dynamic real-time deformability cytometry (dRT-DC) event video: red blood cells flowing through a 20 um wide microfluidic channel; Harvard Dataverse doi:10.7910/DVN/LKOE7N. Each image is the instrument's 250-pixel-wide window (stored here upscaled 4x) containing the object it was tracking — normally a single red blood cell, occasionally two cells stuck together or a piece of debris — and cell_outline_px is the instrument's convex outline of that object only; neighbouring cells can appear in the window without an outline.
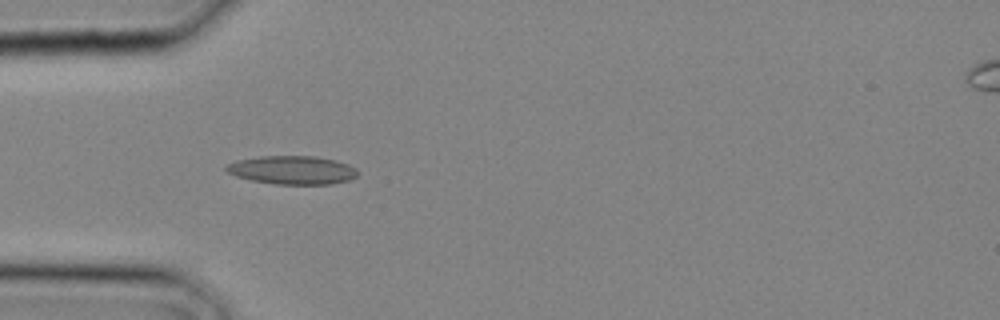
{"species": "common noctule bat (a hibernating species)", "species_latin": "Nyctalus noctula", "temperature_condition": "cold", "stored_images_in_passage": 27, "camera_frame_rate_fps": 3000, "um_per_image_px": 0.085, "animal": {"sex": "male", "body_mass_g": 20.4}, "frame": {"image": 1, "passage_image": 8, "time_ms": 2.333, "image_size_px": [1000, 320], "cell_outline_px": [[356, 176], [348, 180], [332, 184], [276, 184], [252, 180], [236, 176], [228, 172], [224, 168], [228, 164], [236, 160], [260, 156], [316, 156], [336, 160], [348, 164], [356, 168]], "centroid_in_image_um": [24.84, 14.44], "position_along_channel_um": 60.2, "area_um2": 21.73}}
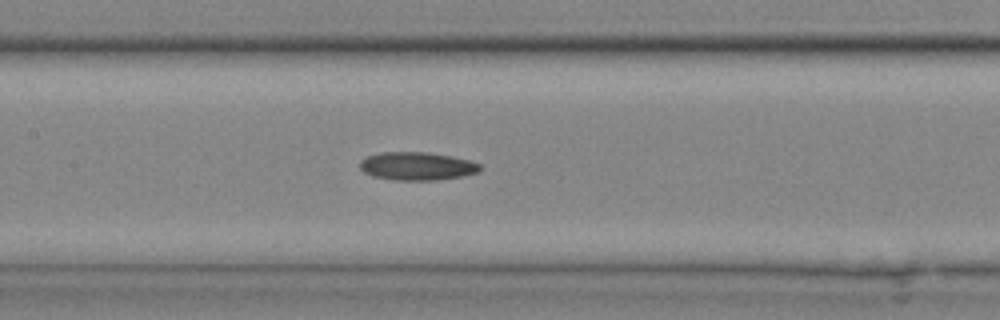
{"frame": {"image": 2, "passage_image": 13, "time_ms": 4.0, "image_size_px": [1000, 320], "cell_outline_px": [[484, 168], [480, 172], [460, 176], [436, 180], [396, 180], [372, 176], [364, 172], [360, 168], [360, 160], [368, 156], [380, 152], [424, 152], [452, 156], [468, 160], [480, 164]], "centroid_in_image_um": [35.46, 14.12], "position_along_channel_um": 171.9, "area_um2": 19.71}}
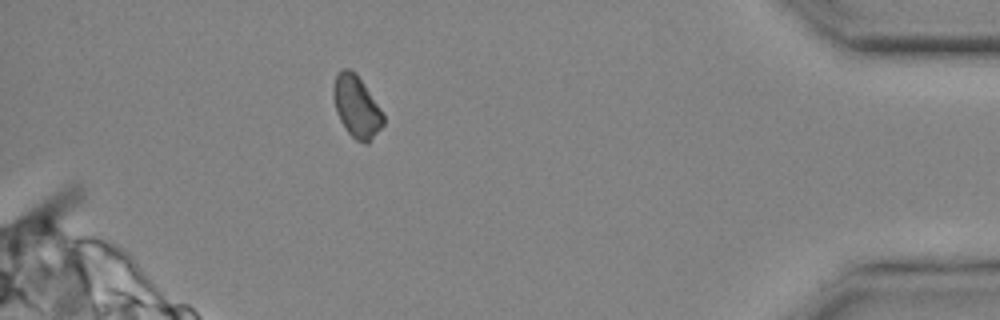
{"frame": {"image": 3, "passage_image": 25, "time_ms": 8.0, "image_size_px": [1000, 320], "cell_outline_px": [[384, 124], [368, 144], [364, 144], [356, 140], [344, 128], [340, 120], [332, 96], [332, 88], [336, 76], [340, 68], [348, 68], [356, 72], [364, 84], [384, 116]], "centroid_in_image_um": [30.29, 9.06], "position_along_channel_um": 404.9, "area_um2": 17.92}}